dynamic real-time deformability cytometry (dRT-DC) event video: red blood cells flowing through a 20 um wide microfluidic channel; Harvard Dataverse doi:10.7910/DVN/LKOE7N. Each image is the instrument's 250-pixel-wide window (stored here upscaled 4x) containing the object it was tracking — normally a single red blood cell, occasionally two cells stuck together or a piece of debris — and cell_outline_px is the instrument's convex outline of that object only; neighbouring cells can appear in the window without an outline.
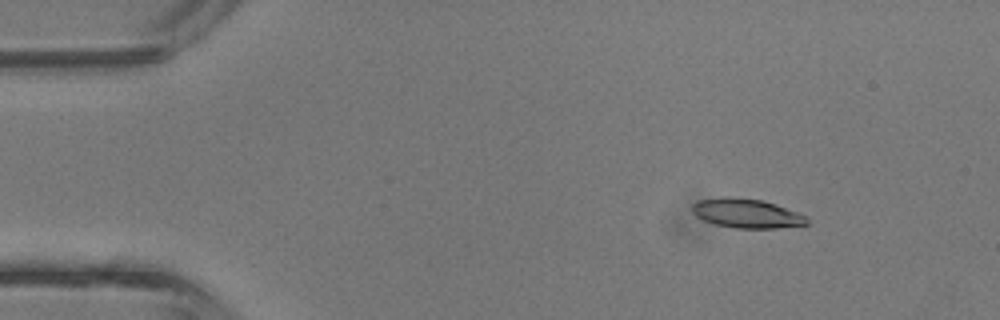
{"species": "common noctule bat (a hibernating species)", "species_latin": "Nyctalus noctula", "temperature_condition": "room temperature", "stored_images_in_passage": 43, "camera_frame_rate_fps": 3000, "um_per_image_px": 0.085, "animal": {"sex": "male", "body_mass_g": 13.3}, "frame": {"image": 1, "passage_image": 6, "time_ms": 1.667, "image_size_px": [1000, 320], "cell_outline_px": [[808, 224], [776, 228], [736, 228], [716, 224], [704, 220], [696, 216], [692, 212], [692, 204], [696, 200], [720, 196], [736, 196], [764, 200], [800, 212], [808, 216]], "centroid_in_image_um": [63.47, 18.1], "position_along_channel_um": 21.5, "area_um2": 20.0}}
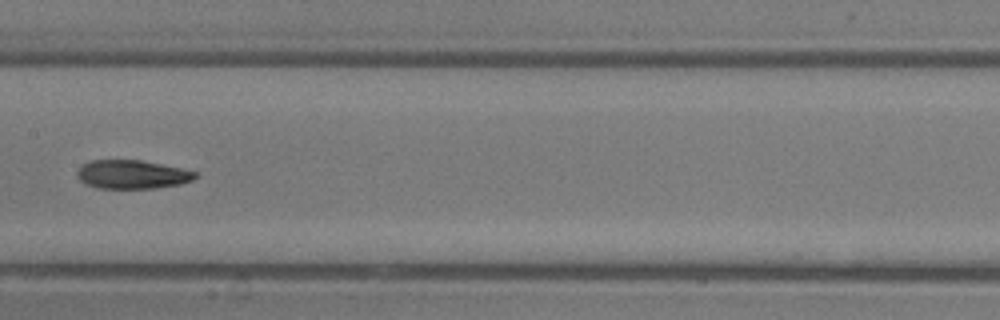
{"frame": {"image": 2, "passage_image": 22, "time_ms": 7.0, "image_size_px": [1000, 320], "cell_outline_px": [[196, 176], [192, 180], [180, 184], [156, 188], [96, 188], [84, 184], [76, 176], [76, 172], [84, 164], [92, 160], [140, 160], [180, 168], [196, 172]], "centroid_in_image_um": [11.19, 14.83], "position_along_channel_um": 196.2, "area_um2": 19.59}}
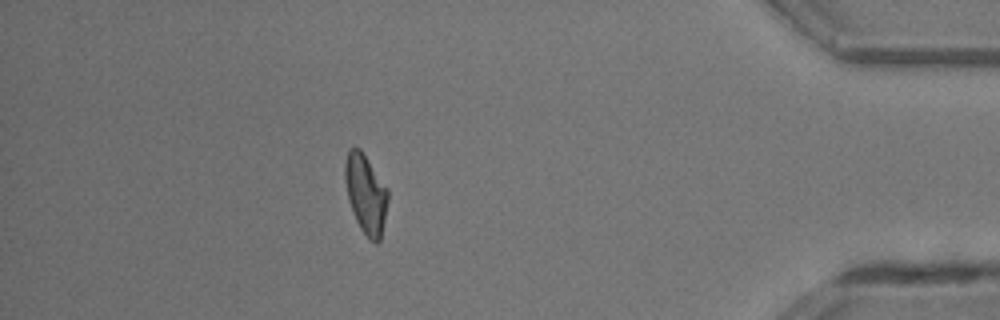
{"frame": {"image": 3, "passage_image": 38, "time_ms": 12.333, "image_size_px": [1000, 320], "cell_outline_px": [[388, 200], [380, 240], [376, 244], [360, 228], [356, 220], [348, 200], [344, 180], [344, 164], [348, 148], [360, 148], [388, 188]], "centroid_in_image_um": [31.07, 16.44], "position_along_channel_um": 404.1, "area_um2": 19.77}, "authors_computed_cell_mechanics": {"area_um2": 19.7098, "velocity_mm_per_s": 4.8253, "shape_relaxation_time_tau1_ms": 4.4241, "shape_relaxation_time_tau2_ms": 2.8969, "deformation_change_tau1": 0.1818, "deformation_change_tau2": 0.1187}}